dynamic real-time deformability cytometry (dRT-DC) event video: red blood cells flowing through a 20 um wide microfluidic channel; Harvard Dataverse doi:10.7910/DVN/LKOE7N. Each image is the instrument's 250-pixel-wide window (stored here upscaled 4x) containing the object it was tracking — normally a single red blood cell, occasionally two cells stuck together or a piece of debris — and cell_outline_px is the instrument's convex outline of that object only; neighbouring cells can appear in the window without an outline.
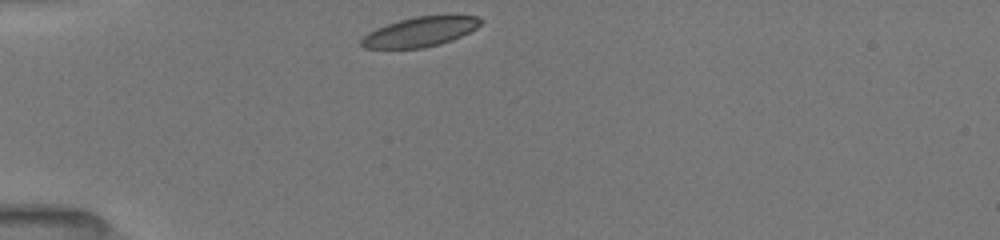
{"species": "common noctule bat (a hibernating species)", "species_latin": "Nyctalus noctula", "temperature_condition": "room temperature", "stored_images_in_passage": 32, "camera_frame_rate_fps": 3000, "um_per_image_px": 0.085, "animal": {"sex": "female", "body_mass_g": 19.5, "forearm_length_mm": 54.1}, "frame": {"image": 1, "passage_image": 1, "time_ms": 0.0, "image_size_px": [1000, 240], "cell_outline_px": [[484, 20], [476, 28], [452, 40], [440, 44], [424, 48], [364, 48], [360, 44], [360, 40], [368, 32], [376, 28], [400, 20], [416, 16], [476, 16]], "centroid_in_image_um": [35.69, 2.71], "position_along_channel_um": 49.3, "area_um2": 20.35}}
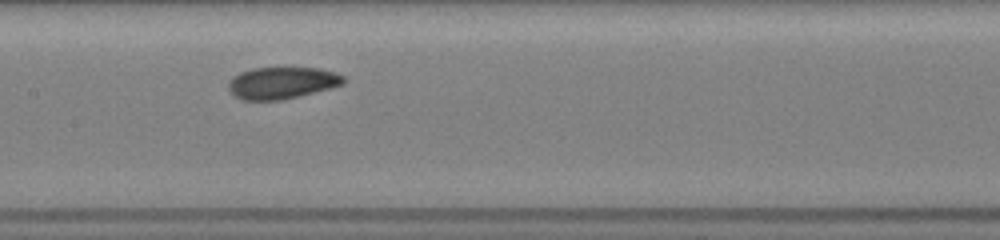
{"frame": {"image": 2, "passage_image": 13, "time_ms": 4.0, "image_size_px": [1000, 240], "cell_outline_px": [[344, 84], [332, 88], [284, 100], [240, 100], [232, 96], [228, 88], [228, 80], [232, 76], [240, 72], [252, 68], [320, 68], [336, 72], [344, 76]], "centroid_in_image_um": [23.94, 7.05], "position_along_channel_um": 183.5, "area_um2": 21.79}}
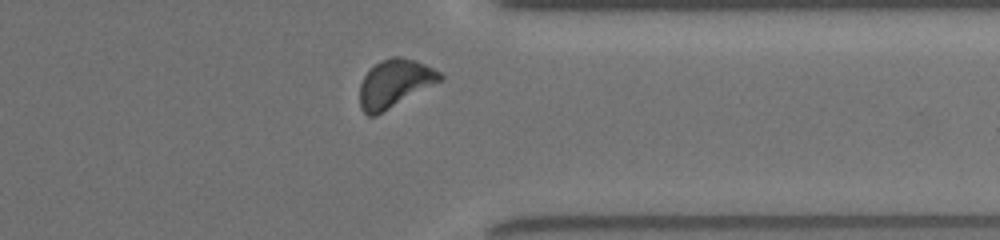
{"frame": {"image": 3, "passage_image": 28, "time_ms": 9.0, "image_size_px": [1000, 240], "cell_outline_px": [[444, 80], [376, 116], [368, 116], [360, 108], [360, 84], [364, 76], [376, 64], [392, 56], [400, 56], [416, 60], [440, 72], [444, 76]], "centroid_in_image_um": [33.58, 7.11], "position_along_channel_um": 377.8, "area_um2": 22.48}, "authors_computed_cell_mechanics": {"area_um2": 21.8484, "velocity_mm_per_s": 3.9377, "shape_relaxation_time_tau1_ms": 1.7852, "shape_relaxation_time_tau2_ms": 6.6031, "deformation_change_tau1": 0.0841, "deformation_change_tau2": 0.1213}}